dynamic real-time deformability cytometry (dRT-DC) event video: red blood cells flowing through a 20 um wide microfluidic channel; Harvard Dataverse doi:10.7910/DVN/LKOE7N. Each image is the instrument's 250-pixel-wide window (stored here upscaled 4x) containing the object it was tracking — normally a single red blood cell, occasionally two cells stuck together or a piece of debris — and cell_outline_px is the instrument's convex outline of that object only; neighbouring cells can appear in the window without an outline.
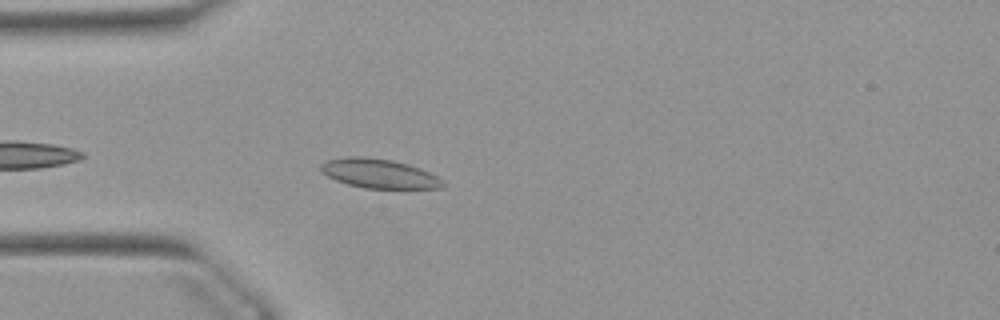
{"species": "Egyptian fruit bat (a non-hibernating species)", "species_latin": "Rousettus aegyptiacus", "temperature_condition": "warm", "stored_images_in_passage": 13, "camera_frame_rate_fps": 3000, "um_per_image_px": 0.085, "animal": {"sex": "female"}, "frame": {"image": 1, "passage_image": 4, "time_ms": 1.0, "image_size_px": [1000, 320], "cell_outline_px": [[444, 188], [364, 188], [348, 184], [336, 180], [320, 172], [320, 164], [324, 160], [344, 156], [364, 156], [392, 160], [408, 164], [428, 172], [436, 176], [444, 184]], "centroid_in_image_um": [32.14, 14.73], "position_along_channel_um": 52.9, "area_um2": 20.81}}
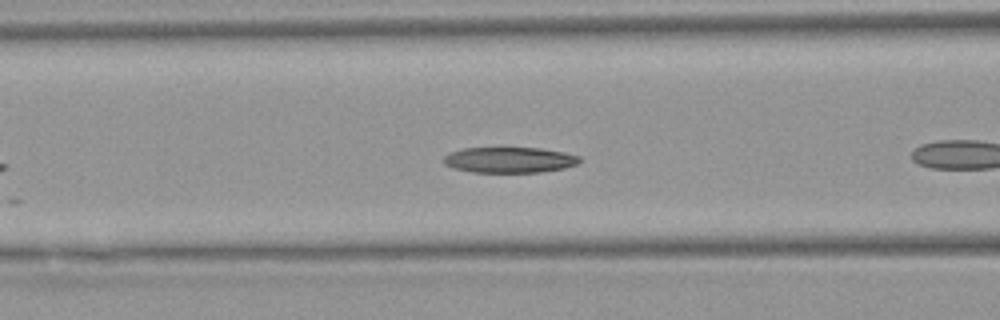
{"frame": {"image": 2, "passage_image": 7, "time_ms": 2.0, "image_size_px": [1000, 320], "cell_outline_px": [[580, 160], [576, 164], [564, 168], [540, 172], [472, 172], [452, 168], [444, 164], [444, 156], [448, 152], [460, 148], [540, 148], [564, 152], [580, 156]], "centroid_in_image_um": [43.26, 13.59], "position_along_channel_um": 123.3, "area_um2": 20.4}}
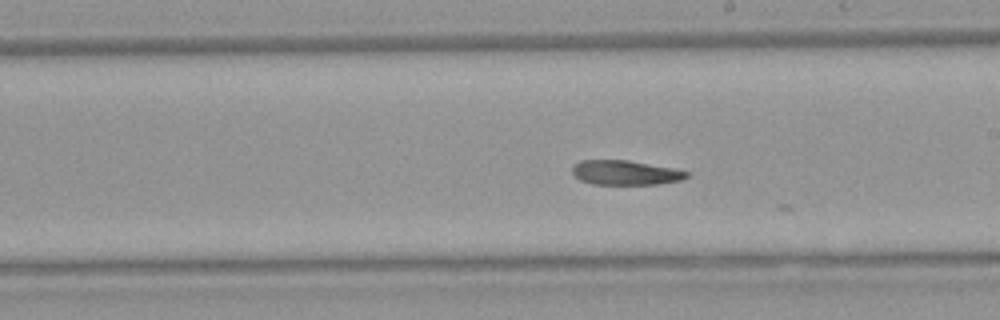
{"frame": {"image": 3, "passage_image": 12, "time_ms": 3.667, "image_size_px": [1000, 320], "cell_outline_px": [[688, 176], [680, 180], [656, 184], [592, 184], [580, 180], [572, 172], [572, 168], [580, 160], [628, 160], [672, 168], [688, 172]], "centroid_in_image_um": [53.13, 14.67], "position_along_channel_um": 235.9, "area_um2": 16.13}}